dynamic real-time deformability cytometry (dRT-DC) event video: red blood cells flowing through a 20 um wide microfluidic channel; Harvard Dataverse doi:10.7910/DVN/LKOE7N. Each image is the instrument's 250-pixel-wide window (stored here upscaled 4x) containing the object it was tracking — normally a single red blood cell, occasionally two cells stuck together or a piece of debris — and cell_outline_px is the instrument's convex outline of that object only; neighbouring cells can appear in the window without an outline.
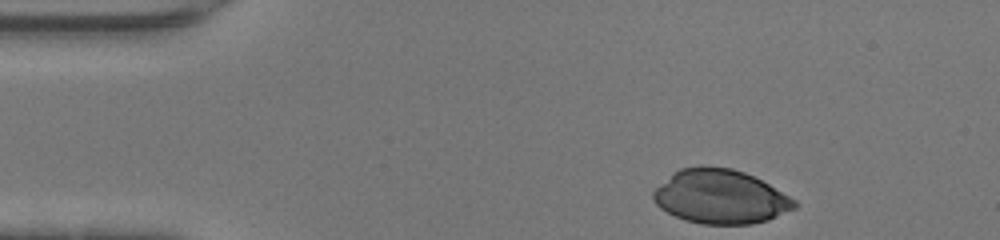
{"species": "human", "species_latin": "Homo sapiens", "temperature_condition": "warm", "stored_images_in_passage": 31, "camera_frame_rate_fps": 3000, "um_per_image_px": 0.085, "donor": {"sex": "female"}, "frame": {"image": 1, "passage_image": 1, "time_ms": 0.0, "image_size_px": [1000, 240], "cell_outline_px": [[796, 208], [768, 220], [752, 224], [700, 224], [684, 220], [660, 208], [652, 200], [652, 192], [672, 172], [680, 168], [732, 168], [744, 172], [768, 184], [796, 200]], "centroid_in_image_um": [61.22, 16.75], "position_along_channel_um": 23.8, "area_um2": 43.99}}
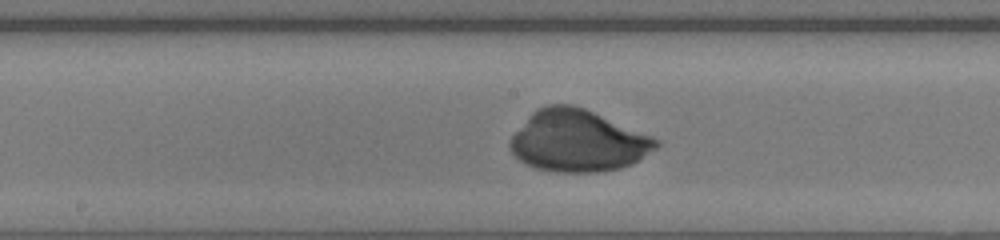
{"frame": {"image": 2, "passage_image": 18, "time_ms": 5.667, "image_size_px": [1000, 240], "cell_outline_px": [[660, 144], [656, 148], [632, 164], [620, 168], [596, 172], [556, 172], [536, 168], [524, 164], [508, 148], [508, 140], [528, 116], [536, 108], [548, 104], [572, 104], [584, 108], [652, 136], [660, 140]], "centroid_in_image_um": [49.08, 11.97], "position_along_channel_um": 199.1, "area_um2": 52.54}}
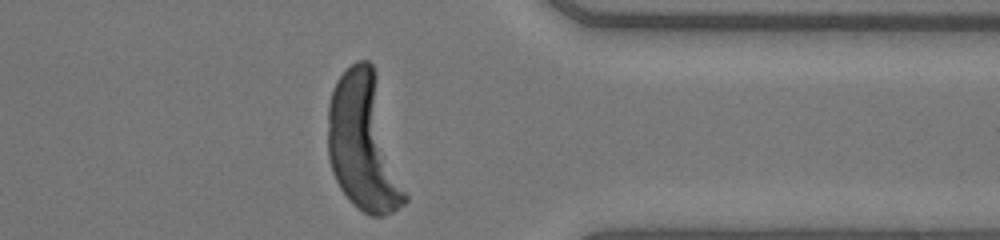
{"frame": {"image": 3, "passage_image": 31, "time_ms": 10.0, "image_size_px": [1000, 240], "cell_outline_px": [[408, 200], [404, 204], [392, 212], [384, 216], [368, 216], [356, 208], [348, 200], [340, 188], [332, 172], [328, 156], [328, 104], [332, 88], [336, 80], [356, 60], [368, 60], [372, 64], [376, 76], [408, 196]], "centroid_in_image_um": [30.91, 12.21], "position_along_channel_um": 380.5, "area_um2": 61.96}}